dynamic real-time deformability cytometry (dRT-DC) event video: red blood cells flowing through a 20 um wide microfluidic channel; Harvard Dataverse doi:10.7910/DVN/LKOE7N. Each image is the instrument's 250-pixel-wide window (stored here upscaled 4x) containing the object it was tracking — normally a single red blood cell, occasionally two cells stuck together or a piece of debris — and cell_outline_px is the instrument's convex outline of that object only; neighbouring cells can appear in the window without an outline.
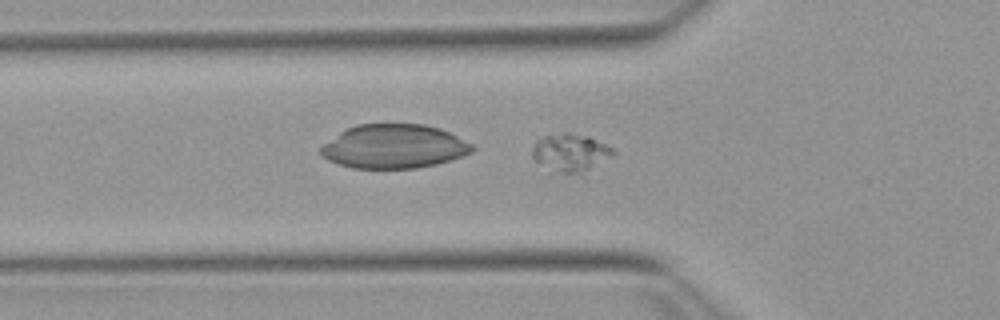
{"species": "Egyptian fruit bat (a non-hibernating species)", "species_latin": "Rousettus aegyptiacus", "temperature_condition": "warm", "stored_images_in_passage": 41, "camera_frame_rate_fps": 3000, "um_per_image_px": 0.085, "animal": {"sex": "female"}, "frame": {"image": 1, "passage_image": 5, "time_ms": 1.333, "image_size_px": [1000, 320], "cell_outline_px": [[616, 152], [612, 156], [588, 168], [576, 172], [548, 172], [532, 160], [532, 148], [536, 140], [544, 136], [564, 132], [568, 132], [588, 136], [612, 148]], "centroid_in_image_um": [48.38, 12.95], "position_along_channel_um": 77.4, "area_um2": 17.63}}
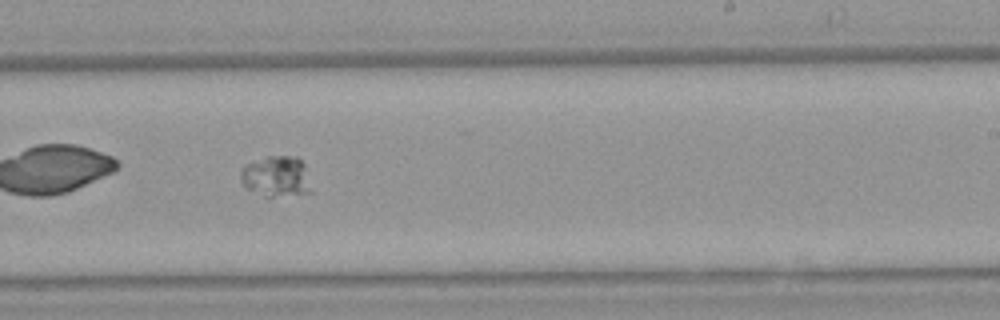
{"frame": {"image": 2, "passage_image": 20, "time_ms": 6.333, "image_size_px": [1000, 320], "cell_outline_px": [[312, 192], [268, 200], [248, 188], [240, 180], [240, 172], [248, 164], [268, 156], [296, 156], [304, 164], [312, 188]], "centroid_in_image_um": [23.52, 15.06], "position_along_channel_um": 265.5, "area_um2": 17.17}}
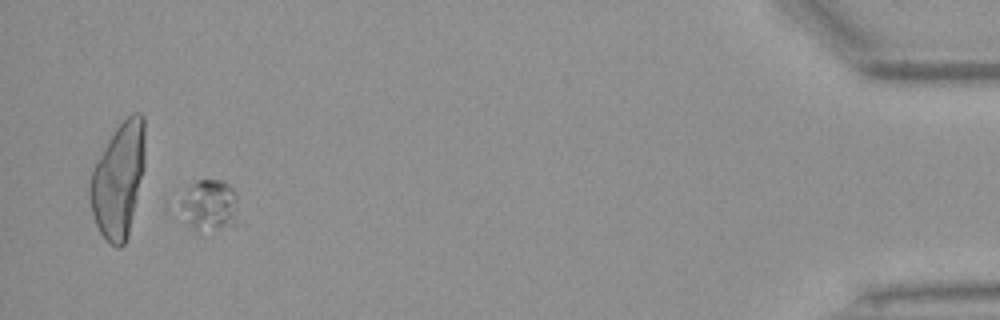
{"frame": {"image": 3, "passage_image": 38, "time_ms": 12.333, "image_size_px": [1000, 320], "cell_outline_px": [[236, 224], [196, 232], [188, 224], [180, 204], [180, 192], [188, 184], [196, 180], [224, 180], [236, 192]], "centroid_in_image_um": [17.75, 17.39], "position_along_channel_um": 417.5, "area_um2": 17.51}}